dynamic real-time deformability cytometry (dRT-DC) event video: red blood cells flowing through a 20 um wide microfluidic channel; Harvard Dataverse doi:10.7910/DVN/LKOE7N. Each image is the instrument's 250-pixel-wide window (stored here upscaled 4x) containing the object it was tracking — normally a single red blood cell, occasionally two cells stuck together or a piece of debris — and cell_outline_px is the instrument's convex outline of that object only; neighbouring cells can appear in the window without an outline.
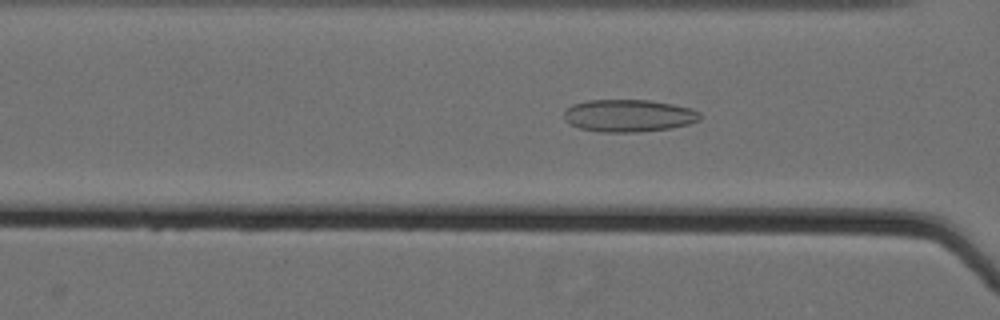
{"species": "Egyptian fruit bat (a non-hibernating species)", "species_latin": "Rousettus aegyptiacus", "temperature_condition": "cold", "stored_images_in_passage": 46, "camera_frame_rate_fps": 3000, "um_per_image_px": 0.085, "animal": {"sex": "female"}, "frame": {"image": 1, "passage_image": 14, "time_ms": 4.333, "image_size_px": [1000, 320], "cell_outline_px": [[700, 120], [688, 124], [672, 128], [640, 132], [600, 132], [580, 128], [564, 120], [564, 112], [572, 104], [588, 100], [648, 100], [672, 104], [692, 108], [700, 112]], "centroid_in_image_um": [53.45, 9.83], "position_along_channel_um": 113.2, "area_um2": 25.72}}
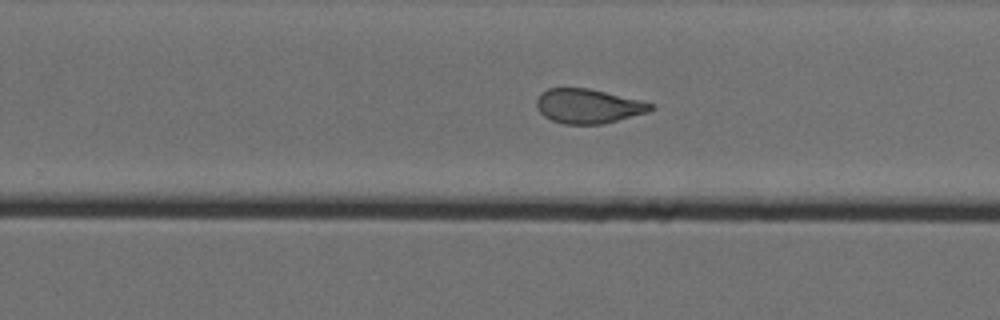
{"frame": {"image": 2, "passage_image": 28, "time_ms": 9.0, "image_size_px": [1000, 320], "cell_outline_px": [[652, 108], [648, 112], [604, 124], [564, 124], [552, 120], [544, 116], [536, 108], [536, 100], [540, 92], [548, 88], [588, 88], [652, 104]], "centroid_in_image_um": [49.91, 9.03], "position_along_channel_um": 279.9, "area_um2": 22.6}}
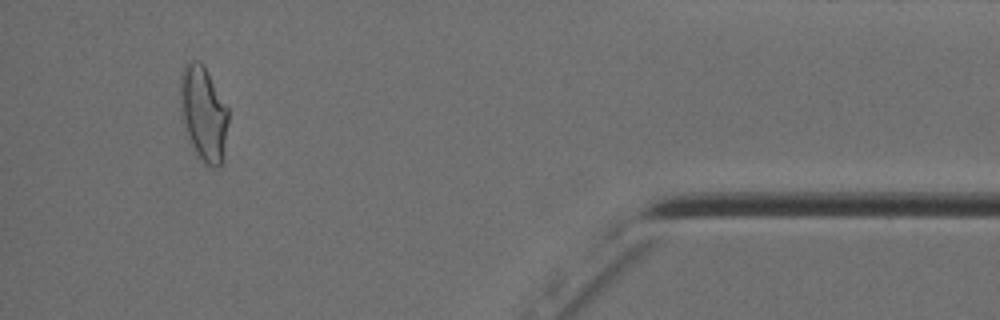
{"frame": {"image": 3, "passage_image": 43, "time_ms": 14.0, "image_size_px": [1000, 320], "cell_outline_px": [[228, 120], [224, 156], [220, 164], [216, 168], [208, 164], [196, 156], [184, 128], [180, 116], [180, 76], [184, 64], [192, 60], [200, 60], [228, 108]], "centroid_in_image_um": [17.27, 9.65], "position_along_channel_um": 417.9, "area_um2": 26.65}, "authors_computed_cell_mechanics": {"area_um2": 24.6517, "velocity_mm_per_s": 3.5678, "shape_relaxation_time_tau1_ms": null, "shape_relaxation_time_tau2_ms": 1.7827, "deformation_change_tau1": null, "deformation_change_tau2": 0.0875}}